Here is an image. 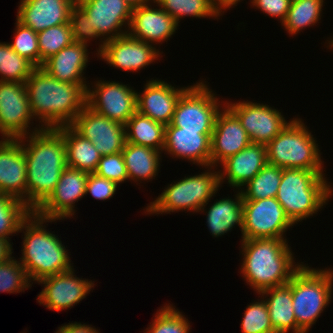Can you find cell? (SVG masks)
<instances>
[{"instance_id":"obj_1","label":"cell","mask_w":333,"mask_h":333,"mask_svg":"<svg viewBox=\"0 0 333 333\" xmlns=\"http://www.w3.org/2000/svg\"><path fill=\"white\" fill-rule=\"evenodd\" d=\"M27 164V207L34 212L53 192L67 168L66 144L54 128L20 137Z\"/></svg>"},{"instance_id":"obj_2","label":"cell","mask_w":333,"mask_h":333,"mask_svg":"<svg viewBox=\"0 0 333 333\" xmlns=\"http://www.w3.org/2000/svg\"><path fill=\"white\" fill-rule=\"evenodd\" d=\"M30 110L42 128L70 126L86 106L88 84L63 82L36 67L25 82Z\"/></svg>"},{"instance_id":"obj_3","label":"cell","mask_w":333,"mask_h":333,"mask_svg":"<svg viewBox=\"0 0 333 333\" xmlns=\"http://www.w3.org/2000/svg\"><path fill=\"white\" fill-rule=\"evenodd\" d=\"M240 242L243 256L240 274L258 294L265 289L287 284L304 263L295 262V253L291 251L287 239H241Z\"/></svg>"},{"instance_id":"obj_4","label":"cell","mask_w":333,"mask_h":333,"mask_svg":"<svg viewBox=\"0 0 333 333\" xmlns=\"http://www.w3.org/2000/svg\"><path fill=\"white\" fill-rule=\"evenodd\" d=\"M55 221L58 220H48L31 212L20 225L18 232L23 231L24 237L22 256L18 259L32 284L74 267L69 257L70 252L62 244L61 238L46 229L45 223Z\"/></svg>"},{"instance_id":"obj_5","label":"cell","mask_w":333,"mask_h":333,"mask_svg":"<svg viewBox=\"0 0 333 333\" xmlns=\"http://www.w3.org/2000/svg\"><path fill=\"white\" fill-rule=\"evenodd\" d=\"M325 175L324 171L282 169L276 199L295 225L321 211L333 196Z\"/></svg>"},{"instance_id":"obj_6","label":"cell","mask_w":333,"mask_h":333,"mask_svg":"<svg viewBox=\"0 0 333 333\" xmlns=\"http://www.w3.org/2000/svg\"><path fill=\"white\" fill-rule=\"evenodd\" d=\"M333 268L304 264L291 277L293 312L297 333H308L329 306L333 293Z\"/></svg>"},{"instance_id":"obj_7","label":"cell","mask_w":333,"mask_h":333,"mask_svg":"<svg viewBox=\"0 0 333 333\" xmlns=\"http://www.w3.org/2000/svg\"><path fill=\"white\" fill-rule=\"evenodd\" d=\"M217 168L207 166L205 172L189 175L168 184L154 201L147 204L146 208L144 207V214H171V212L179 211L198 213L201 207L209 204V200L215 197L220 189L219 169L217 170Z\"/></svg>"},{"instance_id":"obj_8","label":"cell","mask_w":333,"mask_h":333,"mask_svg":"<svg viewBox=\"0 0 333 333\" xmlns=\"http://www.w3.org/2000/svg\"><path fill=\"white\" fill-rule=\"evenodd\" d=\"M301 118L290 119L267 145V160L282 169L324 171L320 147Z\"/></svg>"},{"instance_id":"obj_9","label":"cell","mask_w":333,"mask_h":333,"mask_svg":"<svg viewBox=\"0 0 333 333\" xmlns=\"http://www.w3.org/2000/svg\"><path fill=\"white\" fill-rule=\"evenodd\" d=\"M206 81L190 85L179 97L171 124L190 131H213L218 112L225 105ZM221 103V104H220Z\"/></svg>"},{"instance_id":"obj_10","label":"cell","mask_w":333,"mask_h":333,"mask_svg":"<svg viewBox=\"0 0 333 333\" xmlns=\"http://www.w3.org/2000/svg\"><path fill=\"white\" fill-rule=\"evenodd\" d=\"M294 225L276 197L243 200L242 239H286Z\"/></svg>"},{"instance_id":"obj_11","label":"cell","mask_w":333,"mask_h":333,"mask_svg":"<svg viewBox=\"0 0 333 333\" xmlns=\"http://www.w3.org/2000/svg\"><path fill=\"white\" fill-rule=\"evenodd\" d=\"M34 119L25 83L0 81V136L18 139L42 130L41 125L31 128Z\"/></svg>"},{"instance_id":"obj_12","label":"cell","mask_w":333,"mask_h":333,"mask_svg":"<svg viewBox=\"0 0 333 333\" xmlns=\"http://www.w3.org/2000/svg\"><path fill=\"white\" fill-rule=\"evenodd\" d=\"M86 90V105L123 125L137 112V91L119 81H94Z\"/></svg>"},{"instance_id":"obj_13","label":"cell","mask_w":333,"mask_h":333,"mask_svg":"<svg viewBox=\"0 0 333 333\" xmlns=\"http://www.w3.org/2000/svg\"><path fill=\"white\" fill-rule=\"evenodd\" d=\"M225 105L237 116L251 143L267 145L290 121L274 107L252 101H225Z\"/></svg>"},{"instance_id":"obj_14","label":"cell","mask_w":333,"mask_h":333,"mask_svg":"<svg viewBox=\"0 0 333 333\" xmlns=\"http://www.w3.org/2000/svg\"><path fill=\"white\" fill-rule=\"evenodd\" d=\"M88 172L67 167L50 196L34 211L48 220H65L75 216V203L86 196Z\"/></svg>"},{"instance_id":"obj_15","label":"cell","mask_w":333,"mask_h":333,"mask_svg":"<svg viewBox=\"0 0 333 333\" xmlns=\"http://www.w3.org/2000/svg\"><path fill=\"white\" fill-rule=\"evenodd\" d=\"M37 283L44 287L36 300L56 312L71 309L85 299L95 286L94 281L77 277L74 268L43 278Z\"/></svg>"},{"instance_id":"obj_16","label":"cell","mask_w":333,"mask_h":333,"mask_svg":"<svg viewBox=\"0 0 333 333\" xmlns=\"http://www.w3.org/2000/svg\"><path fill=\"white\" fill-rule=\"evenodd\" d=\"M70 126L90 140L102 156L122 152L126 143L125 125L98 114L87 105Z\"/></svg>"},{"instance_id":"obj_17","label":"cell","mask_w":333,"mask_h":333,"mask_svg":"<svg viewBox=\"0 0 333 333\" xmlns=\"http://www.w3.org/2000/svg\"><path fill=\"white\" fill-rule=\"evenodd\" d=\"M159 50L154 45L133 38L127 33L106 41L97 57L114 68L126 72H140L162 57L163 52Z\"/></svg>"},{"instance_id":"obj_18","label":"cell","mask_w":333,"mask_h":333,"mask_svg":"<svg viewBox=\"0 0 333 333\" xmlns=\"http://www.w3.org/2000/svg\"><path fill=\"white\" fill-rule=\"evenodd\" d=\"M76 2L86 11L92 28H95L105 42L128 33L132 9L124 0H76Z\"/></svg>"},{"instance_id":"obj_19","label":"cell","mask_w":333,"mask_h":333,"mask_svg":"<svg viewBox=\"0 0 333 333\" xmlns=\"http://www.w3.org/2000/svg\"><path fill=\"white\" fill-rule=\"evenodd\" d=\"M212 132L183 130L171 123L165 125L164 154L202 168L210 166Z\"/></svg>"},{"instance_id":"obj_20","label":"cell","mask_w":333,"mask_h":333,"mask_svg":"<svg viewBox=\"0 0 333 333\" xmlns=\"http://www.w3.org/2000/svg\"><path fill=\"white\" fill-rule=\"evenodd\" d=\"M251 143L237 116L226 106L216 116L211 135L210 166L218 167L228 157Z\"/></svg>"},{"instance_id":"obj_21","label":"cell","mask_w":333,"mask_h":333,"mask_svg":"<svg viewBox=\"0 0 333 333\" xmlns=\"http://www.w3.org/2000/svg\"><path fill=\"white\" fill-rule=\"evenodd\" d=\"M0 139V193L27 206V164L20 139Z\"/></svg>"},{"instance_id":"obj_22","label":"cell","mask_w":333,"mask_h":333,"mask_svg":"<svg viewBox=\"0 0 333 333\" xmlns=\"http://www.w3.org/2000/svg\"><path fill=\"white\" fill-rule=\"evenodd\" d=\"M152 5L155 8H152ZM178 26L175 19L153 1L132 10L128 34L157 48L156 44L160 45L172 38L171 36L179 29Z\"/></svg>"},{"instance_id":"obj_23","label":"cell","mask_w":333,"mask_h":333,"mask_svg":"<svg viewBox=\"0 0 333 333\" xmlns=\"http://www.w3.org/2000/svg\"><path fill=\"white\" fill-rule=\"evenodd\" d=\"M146 82L141 94L137 91V111L164 125L170 124L176 103L189 86L174 87L165 80L154 78Z\"/></svg>"},{"instance_id":"obj_24","label":"cell","mask_w":333,"mask_h":333,"mask_svg":"<svg viewBox=\"0 0 333 333\" xmlns=\"http://www.w3.org/2000/svg\"><path fill=\"white\" fill-rule=\"evenodd\" d=\"M76 0H20L16 19L35 32L70 23Z\"/></svg>"},{"instance_id":"obj_25","label":"cell","mask_w":333,"mask_h":333,"mask_svg":"<svg viewBox=\"0 0 333 333\" xmlns=\"http://www.w3.org/2000/svg\"><path fill=\"white\" fill-rule=\"evenodd\" d=\"M268 163L266 145L250 143L242 151L228 157L220 165L219 178L220 187L223 182L228 181L230 188L240 190ZM226 179V180H225Z\"/></svg>"},{"instance_id":"obj_26","label":"cell","mask_w":333,"mask_h":333,"mask_svg":"<svg viewBox=\"0 0 333 333\" xmlns=\"http://www.w3.org/2000/svg\"><path fill=\"white\" fill-rule=\"evenodd\" d=\"M87 47H89L87 44L74 41L45 60L41 68L55 79L63 82L90 84L84 77V70L89 62Z\"/></svg>"},{"instance_id":"obj_27","label":"cell","mask_w":333,"mask_h":333,"mask_svg":"<svg viewBox=\"0 0 333 333\" xmlns=\"http://www.w3.org/2000/svg\"><path fill=\"white\" fill-rule=\"evenodd\" d=\"M234 196V199L230 196L216 199L209 206V209L206 208V204L198 211L202 213L206 211V224L209 232L212 233V237H222L225 233L231 232L235 226H239L241 231L243 225V197L240 190Z\"/></svg>"},{"instance_id":"obj_28","label":"cell","mask_w":333,"mask_h":333,"mask_svg":"<svg viewBox=\"0 0 333 333\" xmlns=\"http://www.w3.org/2000/svg\"><path fill=\"white\" fill-rule=\"evenodd\" d=\"M267 303L270 321L276 333H297L296 318L293 312L291 279L287 284L261 291Z\"/></svg>"},{"instance_id":"obj_29","label":"cell","mask_w":333,"mask_h":333,"mask_svg":"<svg viewBox=\"0 0 333 333\" xmlns=\"http://www.w3.org/2000/svg\"><path fill=\"white\" fill-rule=\"evenodd\" d=\"M163 152L126 142L122 150V156L126 165L128 181L136 182V185L142 181H151L155 179L160 170L161 155ZM161 154V155H160ZM140 182V183H138Z\"/></svg>"},{"instance_id":"obj_30","label":"cell","mask_w":333,"mask_h":333,"mask_svg":"<svg viewBox=\"0 0 333 333\" xmlns=\"http://www.w3.org/2000/svg\"><path fill=\"white\" fill-rule=\"evenodd\" d=\"M56 129L64 137L67 167L94 173L102 157L94 144L78 134L71 126H61Z\"/></svg>"},{"instance_id":"obj_31","label":"cell","mask_w":333,"mask_h":333,"mask_svg":"<svg viewBox=\"0 0 333 333\" xmlns=\"http://www.w3.org/2000/svg\"><path fill=\"white\" fill-rule=\"evenodd\" d=\"M126 142L163 152L165 125L138 111L125 124Z\"/></svg>"},{"instance_id":"obj_32","label":"cell","mask_w":333,"mask_h":333,"mask_svg":"<svg viewBox=\"0 0 333 333\" xmlns=\"http://www.w3.org/2000/svg\"><path fill=\"white\" fill-rule=\"evenodd\" d=\"M324 0H292L285 20L281 23L287 34L293 36L304 28L320 23Z\"/></svg>"},{"instance_id":"obj_33","label":"cell","mask_w":333,"mask_h":333,"mask_svg":"<svg viewBox=\"0 0 333 333\" xmlns=\"http://www.w3.org/2000/svg\"><path fill=\"white\" fill-rule=\"evenodd\" d=\"M281 178L282 168L267 163L258 174L241 187L243 200L276 197Z\"/></svg>"},{"instance_id":"obj_34","label":"cell","mask_w":333,"mask_h":333,"mask_svg":"<svg viewBox=\"0 0 333 333\" xmlns=\"http://www.w3.org/2000/svg\"><path fill=\"white\" fill-rule=\"evenodd\" d=\"M31 212L20 199L0 193V238L11 240L9 236L17 235L21 223Z\"/></svg>"},{"instance_id":"obj_35","label":"cell","mask_w":333,"mask_h":333,"mask_svg":"<svg viewBox=\"0 0 333 333\" xmlns=\"http://www.w3.org/2000/svg\"><path fill=\"white\" fill-rule=\"evenodd\" d=\"M166 13L180 24L184 17L220 19L212 0H154Z\"/></svg>"},{"instance_id":"obj_36","label":"cell","mask_w":333,"mask_h":333,"mask_svg":"<svg viewBox=\"0 0 333 333\" xmlns=\"http://www.w3.org/2000/svg\"><path fill=\"white\" fill-rule=\"evenodd\" d=\"M36 67L16 53L7 42H0V81L25 83Z\"/></svg>"},{"instance_id":"obj_37","label":"cell","mask_w":333,"mask_h":333,"mask_svg":"<svg viewBox=\"0 0 333 333\" xmlns=\"http://www.w3.org/2000/svg\"><path fill=\"white\" fill-rule=\"evenodd\" d=\"M173 304L165 303L155 313L144 333H189L191 325L185 315Z\"/></svg>"},{"instance_id":"obj_38","label":"cell","mask_w":333,"mask_h":333,"mask_svg":"<svg viewBox=\"0 0 333 333\" xmlns=\"http://www.w3.org/2000/svg\"><path fill=\"white\" fill-rule=\"evenodd\" d=\"M40 67L43 62L74 42L70 23L53 26L37 32Z\"/></svg>"},{"instance_id":"obj_39","label":"cell","mask_w":333,"mask_h":333,"mask_svg":"<svg viewBox=\"0 0 333 333\" xmlns=\"http://www.w3.org/2000/svg\"><path fill=\"white\" fill-rule=\"evenodd\" d=\"M32 287L25 268L13 256L0 264V292L20 293Z\"/></svg>"},{"instance_id":"obj_40","label":"cell","mask_w":333,"mask_h":333,"mask_svg":"<svg viewBox=\"0 0 333 333\" xmlns=\"http://www.w3.org/2000/svg\"><path fill=\"white\" fill-rule=\"evenodd\" d=\"M247 305L241 321L242 333H276L270 321L267 303L262 296Z\"/></svg>"},{"instance_id":"obj_41","label":"cell","mask_w":333,"mask_h":333,"mask_svg":"<svg viewBox=\"0 0 333 333\" xmlns=\"http://www.w3.org/2000/svg\"><path fill=\"white\" fill-rule=\"evenodd\" d=\"M13 41L9 44L20 56L29 60L35 67H40L38 35L32 28L24 26L16 19Z\"/></svg>"},{"instance_id":"obj_42","label":"cell","mask_w":333,"mask_h":333,"mask_svg":"<svg viewBox=\"0 0 333 333\" xmlns=\"http://www.w3.org/2000/svg\"><path fill=\"white\" fill-rule=\"evenodd\" d=\"M70 24L72 27L73 38L75 42L87 44L93 39L100 44L96 49V55L103 49L105 41L99 36L95 28H92L86 11L76 2L70 12Z\"/></svg>"},{"instance_id":"obj_43","label":"cell","mask_w":333,"mask_h":333,"mask_svg":"<svg viewBox=\"0 0 333 333\" xmlns=\"http://www.w3.org/2000/svg\"><path fill=\"white\" fill-rule=\"evenodd\" d=\"M94 173L118 185L127 182L128 175L122 152L102 156Z\"/></svg>"},{"instance_id":"obj_44","label":"cell","mask_w":333,"mask_h":333,"mask_svg":"<svg viewBox=\"0 0 333 333\" xmlns=\"http://www.w3.org/2000/svg\"><path fill=\"white\" fill-rule=\"evenodd\" d=\"M118 184L115 182L101 177L95 173H89L85 194H90L96 200H107L112 198L117 191Z\"/></svg>"},{"instance_id":"obj_45","label":"cell","mask_w":333,"mask_h":333,"mask_svg":"<svg viewBox=\"0 0 333 333\" xmlns=\"http://www.w3.org/2000/svg\"><path fill=\"white\" fill-rule=\"evenodd\" d=\"M292 0H250L251 6L260 9L270 17H275L282 23L290 9Z\"/></svg>"},{"instance_id":"obj_46","label":"cell","mask_w":333,"mask_h":333,"mask_svg":"<svg viewBox=\"0 0 333 333\" xmlns=\"http://www.w3.org/2000/svg\"><path fill=\"white\" fill-rule=\"evenodd\" d=\"M55 333H100L94 326L81 324V322L68 323L61 325Z\"/></svg>"},{"instance_id":"obj_47","label":"cell","mask_w":333,"mask_h":333,"mask_svg":"<svg viewBox=\"0 0 333 333\" xmlns=\"http://www.w3.org/2000/svg\"><path fill=\"white\" fill-rule=\"evenodd\" d=\"M243 0H212L215 11L222 16L223 13L234 6H237V3Z\"/></svg>"},{"instance_id":"obj_48","label":"cell","mask_w":333,"mask_h":333,"mask_svg":"<svg viewBox=\"0 0 333 333\" xmlns=\"http://www.w3.org/2000/svg\"><path fill=\"white\" fill-rule=\"evenodd\" d=\"M12 251L13 247L11 244V240L0 238V264L6 262L13 257Z\"/></svg>"},{"instance_id":"obj_49","label":"cell","mask_w":333,"mask_h":333,"mask_svg":"<svg viewBox=\"0 0 333 333\" xmlns=\"http://www.w3.org/2000/svg\"><path fill=\"white\" fill-rule=\"evenodd\" d=\"M126 4L133 10L135 8H139L146 4L153 2L154 0H124Z\"/></svg>"},{"instance_id":"obj_50","label":"cell","mask_w":333,"mask_h":333,"mask_svg":"<svg viewBox=\"0 0 333 333\" xmlns=\"http://www.w3.org/2000/svg\"><path fill=\"white\" fill-rule=\"evenodd\" d=\"M327 41H328V42H325V43L328 44L326 47L329 46L328 49L330 48V49L333 50V37H332L331 39L327 40Z\"/></svg>"}]
</instances>
